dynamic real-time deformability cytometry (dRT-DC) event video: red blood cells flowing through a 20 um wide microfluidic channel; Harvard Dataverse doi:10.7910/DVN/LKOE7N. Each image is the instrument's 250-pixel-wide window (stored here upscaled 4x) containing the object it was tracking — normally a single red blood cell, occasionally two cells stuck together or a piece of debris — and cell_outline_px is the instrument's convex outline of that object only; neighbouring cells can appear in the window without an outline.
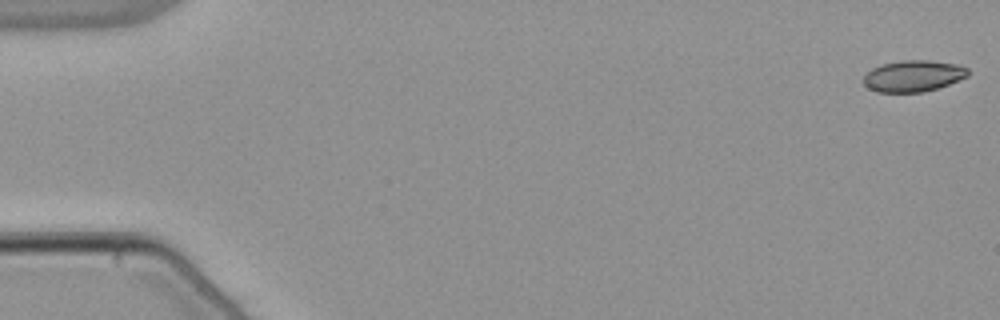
{"species": "common noctule bat (a hibernating species)", "species_latin": "Nyctalus noctula", "temperature_condition": "warm", "stored_images_in_passage": 8, "camera_frame_rate_fps": 3000, "um_per_image_px": 0.085, "animal": {"sex": "male", "body_mass_g": 21.5, "forearm_length_mm": 52.0}, "frame": {"image": 1, "passage_image": 1, "time_ms": 0.0, "image_size_px": [1000, 320], "cell_outline_px": [[968, 76], [948, 84], [924, 92], [876, 92], [868, 88], [864, 84], [864, 76], [872, 68], [884, 64], [904, 60], [928, 60], [956, 64], [968, 68]], "centroid_in_image_um": [77.62, 6.46], "position_along_channel_um": 7.4, "area_um2": 18.9}}